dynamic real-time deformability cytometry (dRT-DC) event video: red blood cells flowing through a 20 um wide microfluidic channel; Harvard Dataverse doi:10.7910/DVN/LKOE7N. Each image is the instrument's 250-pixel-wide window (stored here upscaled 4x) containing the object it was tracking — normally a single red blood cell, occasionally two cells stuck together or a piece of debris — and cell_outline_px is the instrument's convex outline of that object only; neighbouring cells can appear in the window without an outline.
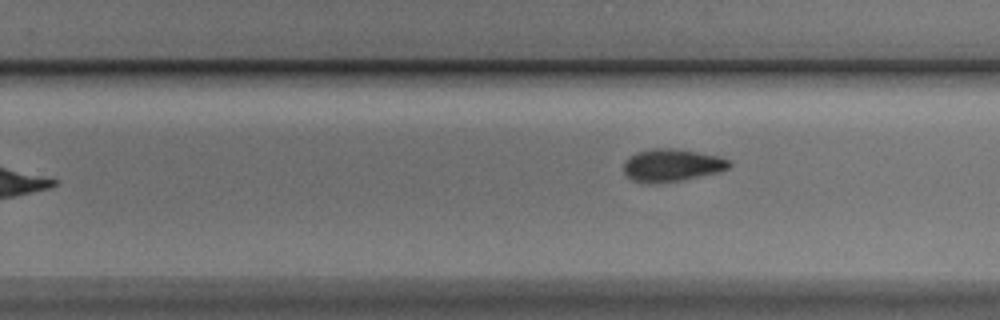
{"species": "Egyptian fruit bat (a non-hibernating species)", "species_latin": "Rousettus aegyptiacus", "temperature_condition": "cold", "stored_images_in_passage": 10, "camera_frame_rate_fps": 3000, "um_per_image_px": 0.085, "animal": {"sex": "male"}, "frame": {"image": 1, "passage_image": 10, "time_ms": 11.333, "image_size_px": [1000, 320], "cell_outline_px": [[732, 164], [728, 168], [720, 172], [684, 180], [656, 184], [632, 180], [624, 172], [624, 160], [636, 152], [652, 148], [672, 148], [696, 152], [716, 156], [728, 160]], "centroid_in_image_um": [57.09, 14.05], "position_along_channel_um": 272.7, "area_um2": 20.06}}